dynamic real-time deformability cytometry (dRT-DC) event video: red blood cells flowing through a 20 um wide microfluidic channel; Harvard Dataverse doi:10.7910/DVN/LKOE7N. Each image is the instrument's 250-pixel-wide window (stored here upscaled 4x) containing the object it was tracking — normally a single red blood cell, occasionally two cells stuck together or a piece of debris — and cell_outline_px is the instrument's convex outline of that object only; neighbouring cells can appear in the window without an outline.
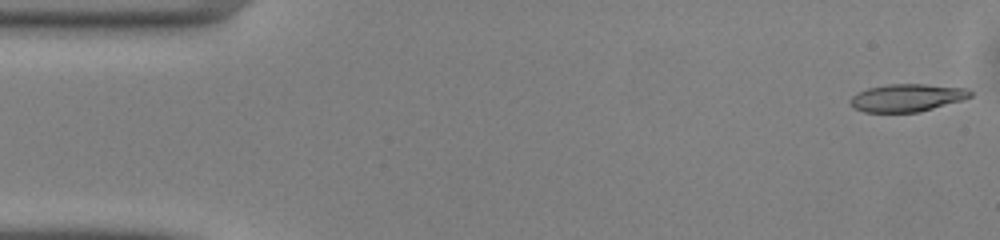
{"species": "common noctule bat (a hibernating species)", "species_latin": "Nyctalus noctula", "temperature_condition": "warm", "stored_images_in_passage": 49, "camera_frame_rate_fps": 3000, "um_per_image_px": 0.085, "animal": {"sex": "male", "body_mass_g": 13.0, "forearm_length_mm": 53.1}, "frame": {"image": 1, "passage_image": 1, "time_ms": 0.0, "image_size_px": [1000, 240], "cell_outline_px": [[972, 96], [964, 100], [920, 112], [864, 112], [852, 108], [848, 100], [852, 96], [868, 88], [888, 84], [924, 84], [964, 88], [972, 92]], "centroid_in_image_um": [77.08, 8.32], "position_along_channel_um": 7.9, "area_um2": 19.42}}
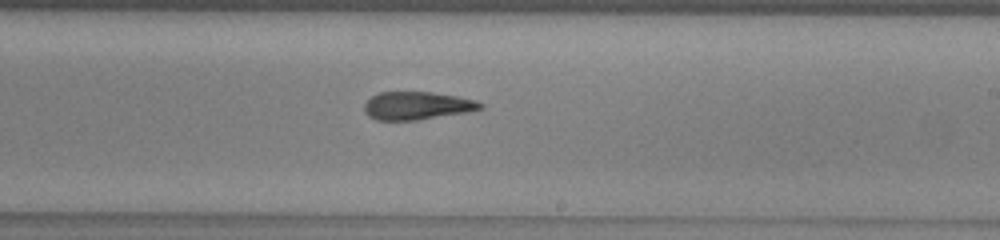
{"frame": {"image": 2, "passage_image": 28, "time_ms": 9.0, "image_size_px": [1000, 240], "cell_outline_px": [[484, 108], [468, 112], [416, 120], [376, 120], [368, 116], [364, 112], [364, 104], [372, 96], [380, 92], [432, 92], [456, 96], [476, 100], [484, 104]], "centroid_in_image_um": [35.45, 8.98], "position_along_channel_um": 253.5, "area_um2": 18.96}}
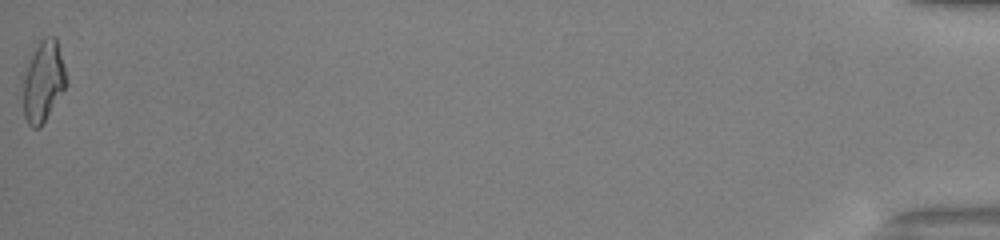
{"frame": {"image": 3, "passage_image": 49, "time_ms": 16.0, "image_size_px": [1000, 240], "cell_outline_px": [[68, 84], [40, 128], [32, 128], [28, 124], [24, 116], [24, 64], [40, 40], [44, 36], [56, 36], [68, 80]], "centroid_in_image_um": [3.68, 6.88], "position_along_channel_um": 431.5, "area_um2": 20.69}, "authors_computed_cell_mechanics": {"area_um2": 19.7676, "velocity_mm_per_s": 4.1267, "shape_relaxation_time_tau1_ms": 7.3409, "shape_relaxation_time_tau2_ms": 3.3964, "deformation_change_tau1": 0.2252, "deformation_change_tau2": 0.1496}}